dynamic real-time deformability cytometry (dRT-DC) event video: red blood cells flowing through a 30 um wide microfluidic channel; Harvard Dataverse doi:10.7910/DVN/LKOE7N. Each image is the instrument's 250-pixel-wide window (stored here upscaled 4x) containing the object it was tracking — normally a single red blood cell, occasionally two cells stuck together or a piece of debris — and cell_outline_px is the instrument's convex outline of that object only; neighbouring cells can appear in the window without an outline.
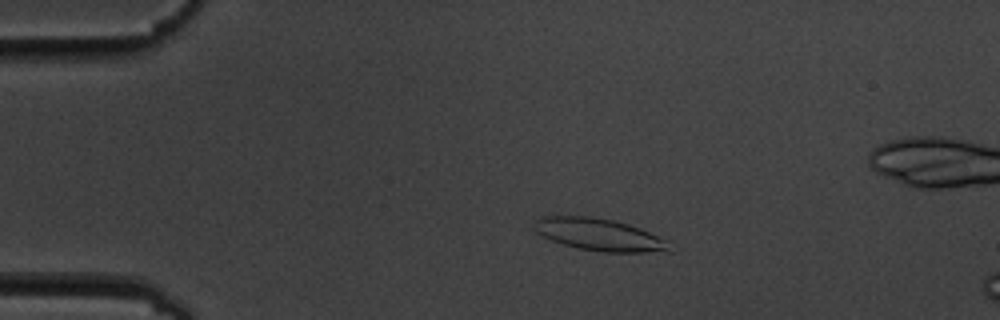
{"species": "common noctule bat (a hibernating species)", "species_latin": "Nyctalus noctula", "temperature_condition": "cold", "stored_images_in_passage": 5, "camera_frame_rate_fps": 3000, "um_per_image_px": 0.085, "animal": {"sex": "male", "body_mass_g": 19.5, "forearm_length_mm": 54.6}, "frame": {"image": 1, "passage_image": 3, "time_ms": 2.333, "image_size_px": [1000, 320], "cell_outline_px": [[668, 252], [600, 252], [580, 248], [564, 244], [552, 240], [536, 232], [532, 228], [532, 224], [536, 216], [592, 216], [612, 220], [628, 224], [640, 228], [668, 240]], "centroid_in_image_um": [50.89, 19.93], "position_along_channel_um": 34.1, "area_um2": 25.43}}